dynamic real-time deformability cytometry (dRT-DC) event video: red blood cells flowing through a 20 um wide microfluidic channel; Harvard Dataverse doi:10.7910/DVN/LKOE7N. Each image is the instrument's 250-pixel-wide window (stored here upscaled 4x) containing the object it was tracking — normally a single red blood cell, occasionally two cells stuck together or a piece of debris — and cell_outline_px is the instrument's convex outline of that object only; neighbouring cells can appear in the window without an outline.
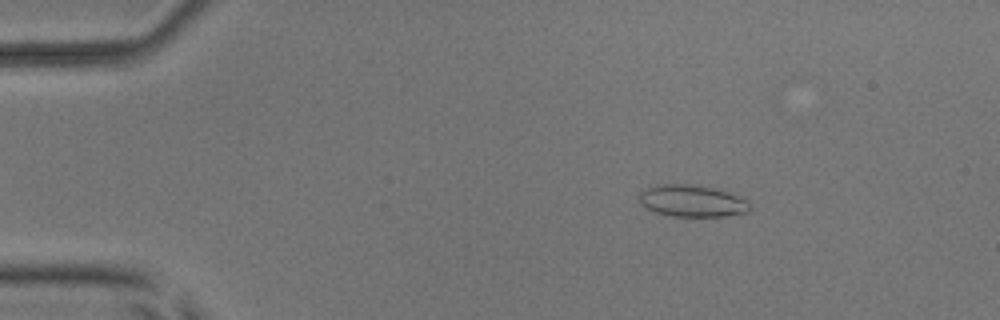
{"species": "common noctule bat (a hibernating species)", "species_latin": "Nyctalus noctula", "temperature_condition": "room temperature", "stored_images_in_passage": 53, "camera_frame_rate_fps": 3000, "um_per_image_px": 0.085, "animal": {"sex": "male", "body_mass_g": 17.9, "forearm_length_mm": 54.2}, "frame": {"image": 1, "passage_image": 8, "time_ms": 2.333, "image_size_px": [1000, 320], "cell_outline_px": [[752, 208], [748, 212], [728, 216], [672, 216], [656, 212], [644, 208], [636, 200], [640, 192], [652, 184], [696, 184], [728, 192], [748, 200], [752, 204]], "centroid_in_image_um": [58.8, 17.07], "position_along_channel_um": 26.2, "area_um2": 21.04}}
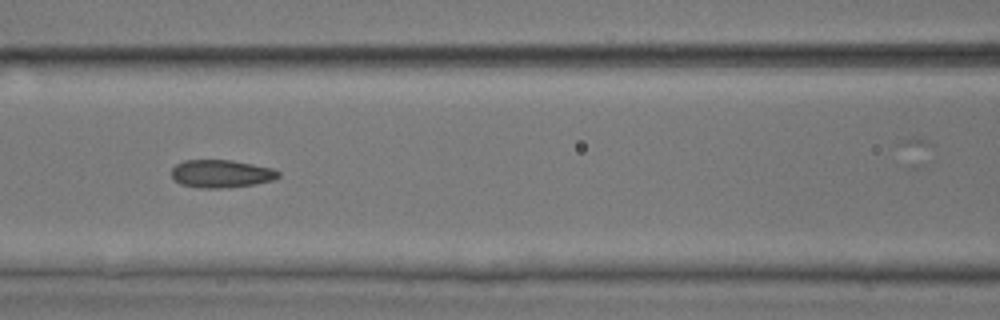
{"frame": {"image": 2, "passage_image": 23, "time_ms": 7.333, "image_size_px": [1000, 320], "cell_outline_px": [[280, 176], [272, 180], [256, 184], [220, 188], [200, 188], [180, 184], [172, 176], [172, 168], [176, 164], [184, 160], [232, 160], [272, 168], [280, 172]], "centroid_in_image_um": [18.8, 14.76], "position_along_channel_um": 147.8, "area_um2": 17.28}}
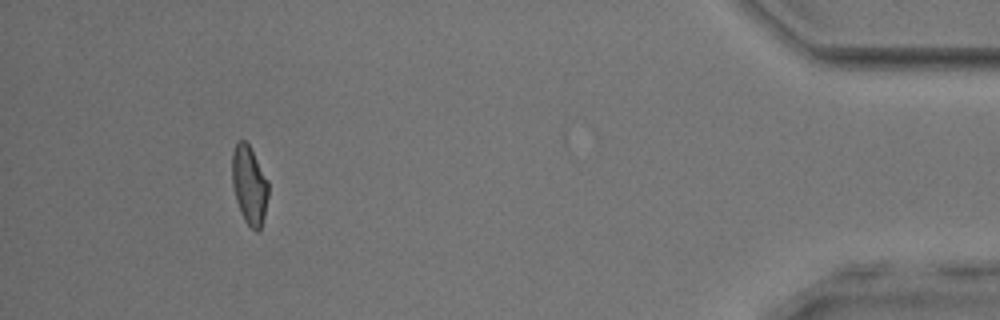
{"frame": {"image": 3, "passage_image": 48, "time_ms": 15.667, "image_size_px": [1000, 320], "cell_outline_px": [[268, 196], [264, 216], [260, 232], [256, 232], [244, 220], [240, 212], [236, 200], [232, 184], [232, 152], [236, 140], [244, 140], [248, 144], [268, 180]], "centroid_in_image_um": [21.18, 15.74], "position_along_channel_um": 414.0, "area_um2": 16.65}, "authors_computed_cell_mechanics": {"area_um2": 17.1088, "velocity_mm_per_s": 3.9389, "shape_relaxation_time_tau1_ms": null, "shape_relaxation_time_tau2_ms": 1.8103, "deformation_change_tau1": null, "deformation_change_tau2": 0.0833}}